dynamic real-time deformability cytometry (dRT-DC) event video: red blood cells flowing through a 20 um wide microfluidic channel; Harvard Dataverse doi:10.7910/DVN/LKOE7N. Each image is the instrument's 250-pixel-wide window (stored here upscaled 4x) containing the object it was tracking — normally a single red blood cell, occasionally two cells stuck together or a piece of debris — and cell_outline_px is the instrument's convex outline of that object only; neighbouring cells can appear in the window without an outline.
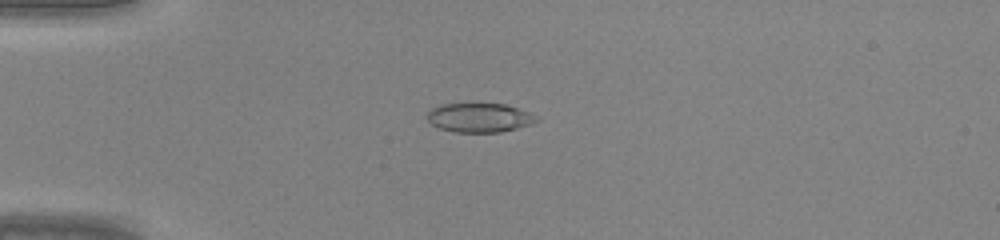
{"species": "common noctule bat (a hibernating species)", "species_latin": "Nyctalus noctula", "temperature_condition": "warm", "stored_images_in_passage": 46, "camera_frame_rate_fps": 3000, "um_per_image_px": 0.085, "animal": {"sex": "male", "body_mass_g": 20.0, "forearm_length_mm": 53.3}, "frame": {"image": 1, "passage_image": 13, "time_ms": 4.0, "image_size_px": [1000, 240], "cell_outline_px": [[540, 120], [516, 128], [500, 132], [456, 132], [440, 128], [432, 124], [428, 120], [428, 112], [432, 108], [440, 104], [504, 104], [528, 112]], "centroid_in_image_um": [40.71, 10.0], "position_along_channel_um": 44.3, "area_um2": 18.15}}
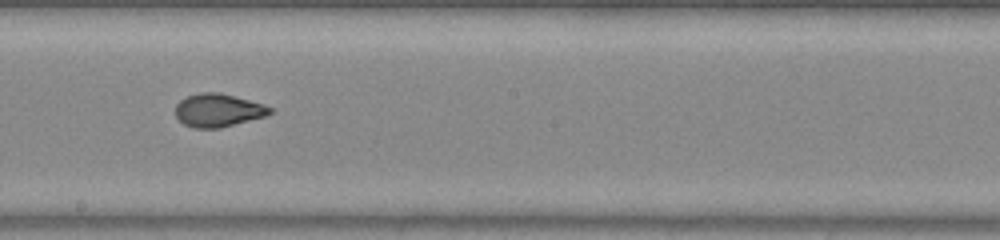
{"frame": {"image": 2, "passage_image": 27, "time_ms": 8.667, "image_size_px": [1000, 240], "cell_outline_px": [[272, 112], [264, 116], [220, 128], [192, 128], [184, 124], [176, 116], [176, 104], [180, 100], [188, 96], [200, 92], [220, 92], [248, 100], [272, 108]], "centroid_in_image_um": [18.49, 9.37], "position_along_channel_um": 229.7, "area_um2": 17.98}}
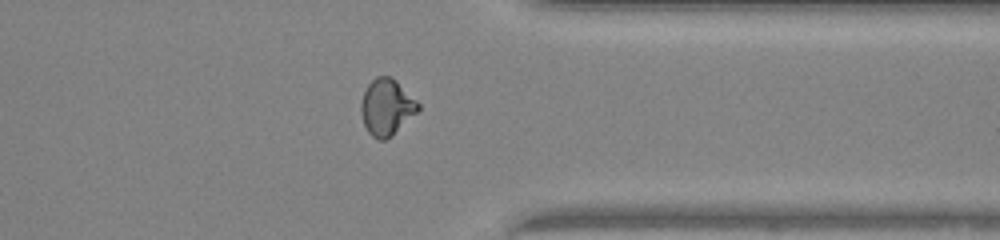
{"frame": {"image": 3, "passage_image": 37, "time_ms": 12.0, "image_size_px": [1000, 240], "cell_outline_px": [[420, 108], [392, 136], [384, 140], [380, 140], [372, 136], [368, 132], [364, 124], [360, 112], [360, 104], [364, 92], [368, 84], [376, 76], [392, 76], [420, 104]], "centroid_in_image_um": [32.84, 9.1], "position_along_channel_um": 378.6, "area_um2": 18.67}}